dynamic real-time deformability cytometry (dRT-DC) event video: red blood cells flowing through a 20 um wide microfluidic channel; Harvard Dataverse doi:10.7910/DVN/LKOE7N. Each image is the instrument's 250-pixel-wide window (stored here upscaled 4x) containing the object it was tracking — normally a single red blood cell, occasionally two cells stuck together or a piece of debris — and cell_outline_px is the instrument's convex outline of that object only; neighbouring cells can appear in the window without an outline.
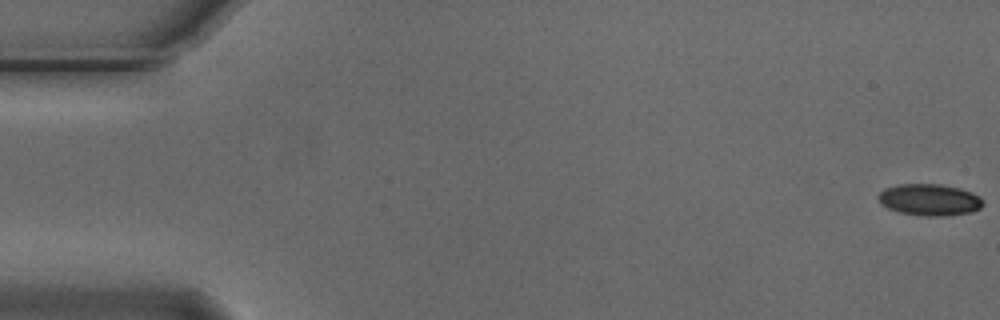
{"species": "Egyptian fruit bat (a non-hibernating species)", "species_latin": "Rousettus aegyptiacus", "temperature_condition": "cold", "stored_images_in_passage": 5, "camera_frame_rate_fps": 3000, "um_per_image_px": 0.085, "animal": {"sex": "male"}, "frame": {"image": 1, "passage_image": 1, "time_ms": 0.0, "image_size_px": [1000, 320], "cell_outline_px": [[984, 204], [980, 208], [972, 212], [948, 216], [924, 216], [900, 212], [888, 208], [880, 204], [876, 196], [884, 188], [896, 184], [940, 184], [960, 188], [972, 192], [980, 196], [984, 200]], "centroid_in_image_um": [79.01, 16.98], "position_along_channel_um": 6.0, "area_um2": 19.65}}
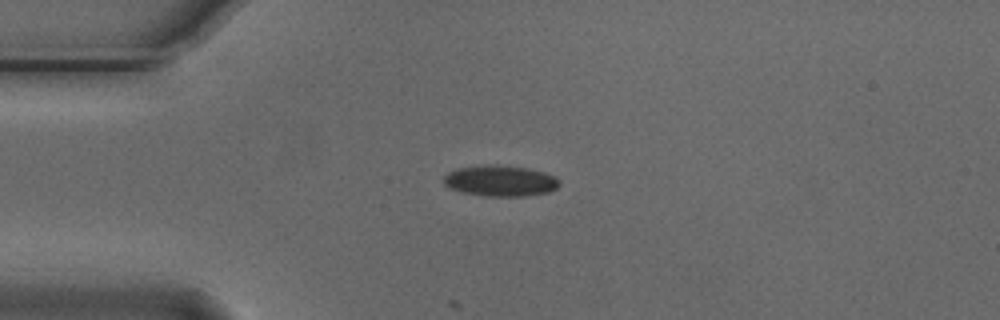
{"frame": {"image": 2, "passage_image": 4, "time_ms": 1.0, "image_size_px": [1000, 320], "cell_outline_px": [[560, 184], [556, 188], [548, 192], [524, 196], [488, 196], [460, 192], [444, 184], [444, 176], [448, 172], [460, 168], [496, 164], [528, 168], [544, 172], [556, 176], [560, 180]], "centroid_in_image_um": [42.57, 15.37], "position_along_channel_um": 42.4, "area_um2": 20.75}}